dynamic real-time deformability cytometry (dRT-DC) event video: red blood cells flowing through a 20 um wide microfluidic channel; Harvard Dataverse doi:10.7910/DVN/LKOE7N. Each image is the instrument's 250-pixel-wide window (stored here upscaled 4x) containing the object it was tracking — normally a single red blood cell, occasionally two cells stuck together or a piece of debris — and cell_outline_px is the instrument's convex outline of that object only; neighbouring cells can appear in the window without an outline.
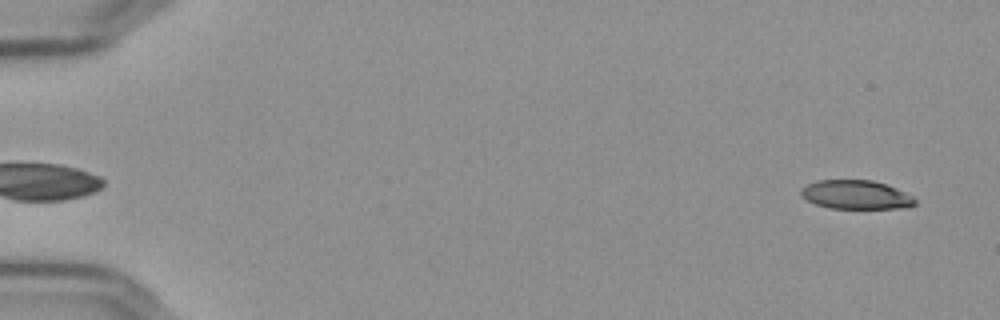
{"species": "Egyptian fruit bat (a non-hibernating species)", "species_latin": "Rousettus aegyptiacus", "temperature_condition": "cold", "stored_images_in_passage": 56, "camera_frame_rate_fps": 3000, "um_per_image_px": 0.085, "frame": {"image": 1, "passage_image": 3, "time_ms": 0.667, "image_size_px": [1000, 320], "cell_outline_px": [[916, 204], [908, 208], [828, 208], [816, 204], [800, 196], [800, 188], [816, 180], [872, 180], [896, 188], [912, 196], [916, 200]], "centroid_in_image_um": [72.74, 16.55], "position_along_channel_um": 12.3, "area_um2": 19.19}}
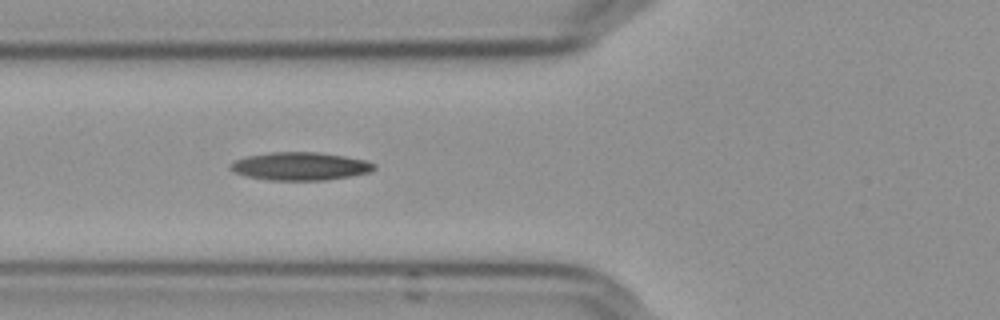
{"frame": {"image": 2, "passage_image": 22, "time_ms": 7.0, "image_size_px": [1000, 320], "cell_outline_px": [[376, 168], [368, 172], [352, 176], [324, 180], [268, 180], [248, 176], [232, 172], [228, 168], [228, 164], [236, 160], [248, 156], [268, 152], [316, 152], [344, 156], [364, 160], [376, 164]], "centroid_in_image_um": [25.48, 14.13], "position_along_channel_um": 100.3, "area_um2": 23.47}}
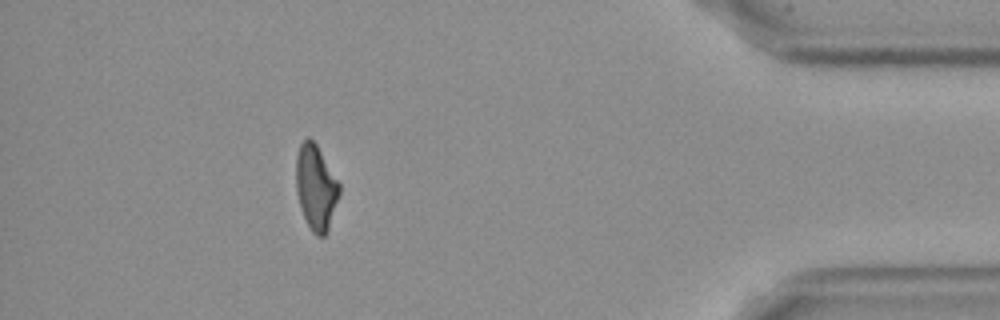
{"frame": {"image": 3, "passage_image": 51, "time_ms": 16.667, "image_size_px": [1000, 320], "cell_outline_px": [[340, 192], [328, 232], [324, 236], [316, 236], [312, 232], [304, 216], [300, 204], [296, 188], [296, 156], [300, 144], [308, 136], [316, 144], [340, 184]], "centroid_in_image_um": [26.86, 15.94], "position_along_channel_um": 408.3, "area_um2": 21.27}, "authors_computed_cell_mechanics": {"area_um2": 22.0796, "velocity_mm_per_s": 3.6432, "shape_relaxation_time_tau1_ms": null, "shape_relaxation_time_tau2_ms": 5.3903, "deformation_change_tau1": null, "deformation_change_tau2": 0.1421}}